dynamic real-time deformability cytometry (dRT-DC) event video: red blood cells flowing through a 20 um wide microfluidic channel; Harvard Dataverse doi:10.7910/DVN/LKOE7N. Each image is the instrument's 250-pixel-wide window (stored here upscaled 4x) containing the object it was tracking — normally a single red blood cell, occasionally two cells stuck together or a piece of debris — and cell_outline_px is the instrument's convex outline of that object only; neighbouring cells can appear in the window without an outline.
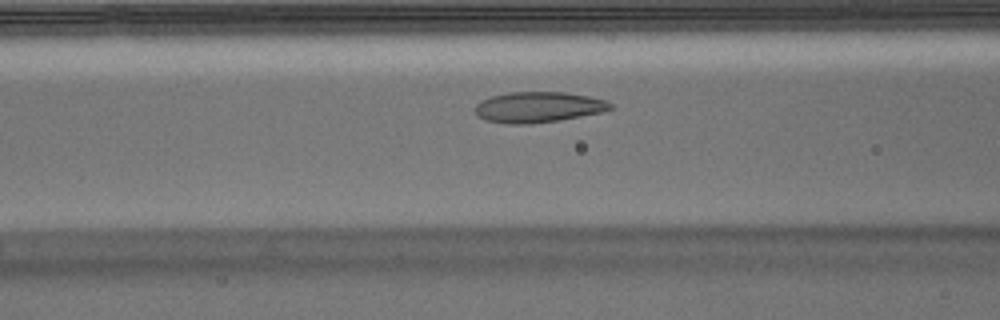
{"species": "Egyptian fruit bat (a non-hibernating species)", "species_latin": "Rousettus aegyptiacus", "temperature_condition": "warm", "stored_images_in_passage": 47, "camera_frame_rate_fps": 3000, "um_per_image_px": 0.085, "animal": {"sex": "male"}, "frame": {"image": 1, "passage_image": 14, "time_ms": 4.333, "image_size_px": [1000, 320], "cell_outline_px": [[612, 108], [600, 112], [560, 120], [528, 124], [508, 124], [484, 120], [476, 116], [476, 104], [480, 100], [492, 96], [508, 92], [564, 92], [588, 96], [608, 100], [612, 104]], "centroid_in_image_um": [45.72, 9.1], "position_along_channel_um": 120.9, "area_um2": 24.22}}
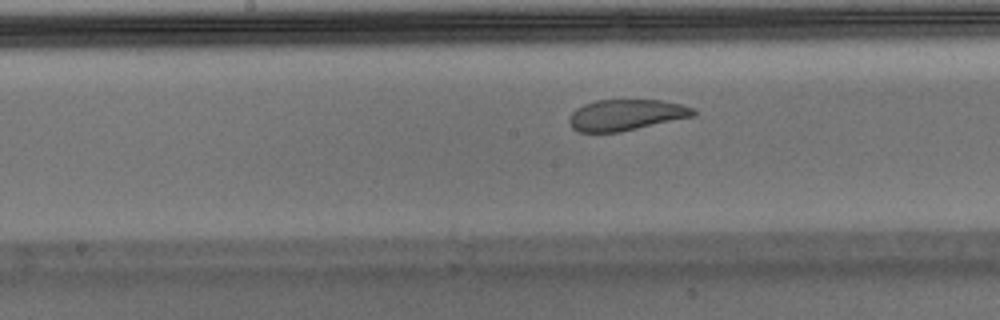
{"frame": {"image": 2, "passage_image": 20, "time_ms": 6.333, "image_size_px": [1000, 320], "cell_outline_px": [[696, 116], [620, 132], [580, 132], [572, 128], [568, 120], [572, 112], [576, 108], [584, 104], [596, 100], [660, 100], [680, 104], [692, 108], [696, 112]], "centroid_in_image_um": [53.21, 9.77], "position_along_channel_um": 195.0, "area_um2": 22.48}}
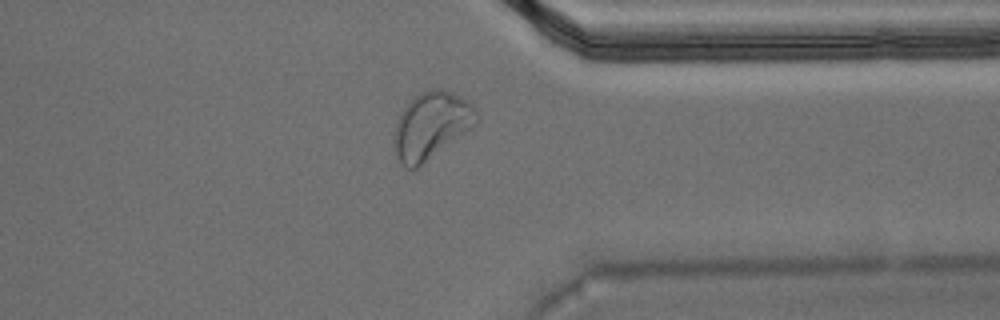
{"frame": {"image": 3, "passage_image": 35, "time_ms": 11.333, "image_size_px": [1000, 320], "cell_outline_px": [[480, 120], [476, 124], [416, 168], [404, 168], [400, 164], [396, 156], [396, 120], [400, 112], [420, 92], [432, 88], [444, 88], [468, 100], [476, 108]], "centroid_in_image_um": [36.69, 10.62], "position_along_channel_um": 374.7, "area_um2": 31.67}, "authors_computed_cell_mechanics": {"area_um2": 25.3164, "velocity_mm_per_s": 3.7033, "shape_relaxation_time_tau1_ms": 9.1655, "shape_relaxation_time_tau2_ms": 2.182, "deformation_change_tau1": 0.2328, "deformation_change_tau2": 0.0904}}